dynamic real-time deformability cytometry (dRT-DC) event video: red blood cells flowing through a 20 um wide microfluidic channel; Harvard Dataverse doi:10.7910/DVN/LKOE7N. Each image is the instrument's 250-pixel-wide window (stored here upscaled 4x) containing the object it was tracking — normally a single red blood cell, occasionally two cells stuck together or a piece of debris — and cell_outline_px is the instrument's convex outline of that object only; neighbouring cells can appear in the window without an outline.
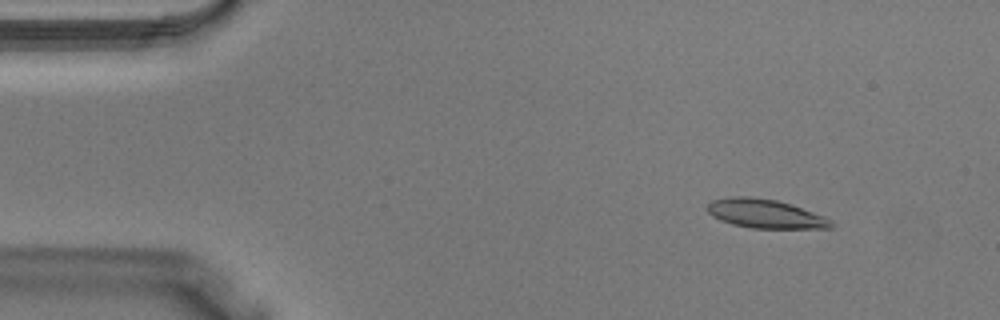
{"species": "Egyptian fruit bat (a non-hibernating species)", "species_latin": "Rousettus aegyptiacus", "temperature_condition": "warm", "stored_images_in_passage": 36, "camera_frame_rate_fps": 3000, "um_per_image_px": 0.085, "animal": {"sex": "male"}, "frame": {"image": 1, "passage_image": 2, "time_ms": 0.333, "image_size_px": [1000, 320], "cell_outline_px": [[836, 224], [832, 228], [752, 228], [732, 224], [720, 220], [712, 216], [704, 208], [712, 200], [732, 196], [748, 196], [776, 200], [792, 204], [824, 216], [832, 220]], "centroid_in_image_um": [65.05, 18.16], "position_along_channel_um": 20.0, "area_um2": 21.04}}
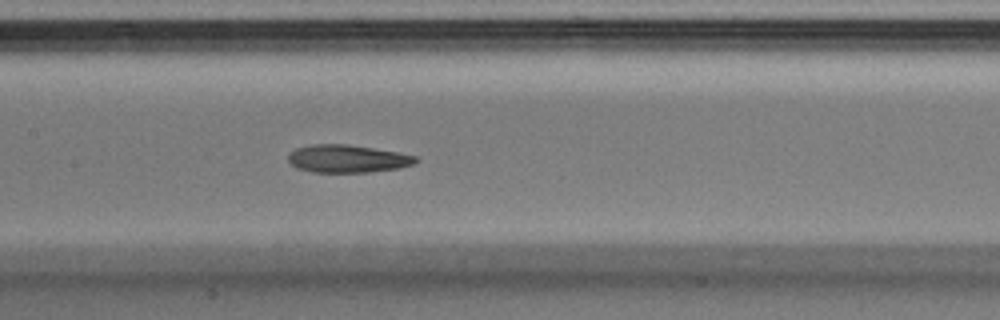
{"frame": {"image": 2, "passage_image": 16, "time_ms": 5.0, "image_size_px": [1000, 320], "cell_outline_px": [[420, 160], [412, 164], [400, 168], [368, 172], [312, 172], [296, 168], [288, 160], [288, 152], [296, 148], [312, 144], [348, 144], [400, 152], [416, 156]], "centroid_in_image_um": [29.53, 13.48], "position_along_channel_um": 177.9, "area_um2": 20.81}}
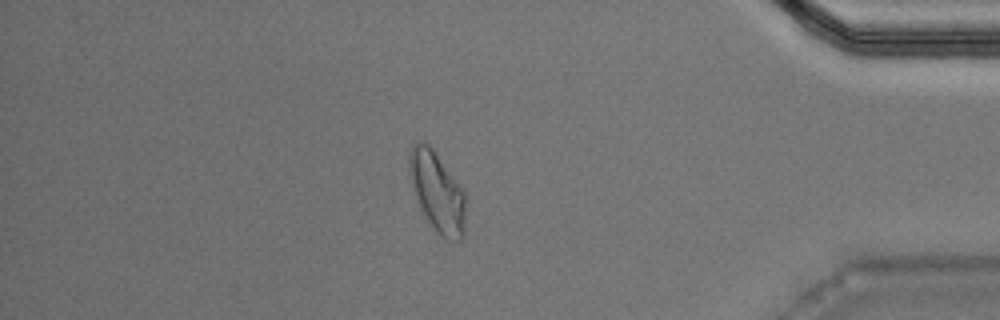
{"frame": {"image": 3, "passage_image": 31, "time_ms": 10.0, "image_size_px": [1000, 320], "cell_outline_px": [[464, 236], [460, 240], [452, 240], [440, 236], [436, 232], [424, 216], [420, 208], [412, 184], [408, 168], [408, 156], [412, 144], [428, 144], [432, 148], [460, 184], [464, 192]], "centroid_in_image_um": [37.15, 16.33], "position_along_channel_um": 398.0, "area_um2": 25.89}}